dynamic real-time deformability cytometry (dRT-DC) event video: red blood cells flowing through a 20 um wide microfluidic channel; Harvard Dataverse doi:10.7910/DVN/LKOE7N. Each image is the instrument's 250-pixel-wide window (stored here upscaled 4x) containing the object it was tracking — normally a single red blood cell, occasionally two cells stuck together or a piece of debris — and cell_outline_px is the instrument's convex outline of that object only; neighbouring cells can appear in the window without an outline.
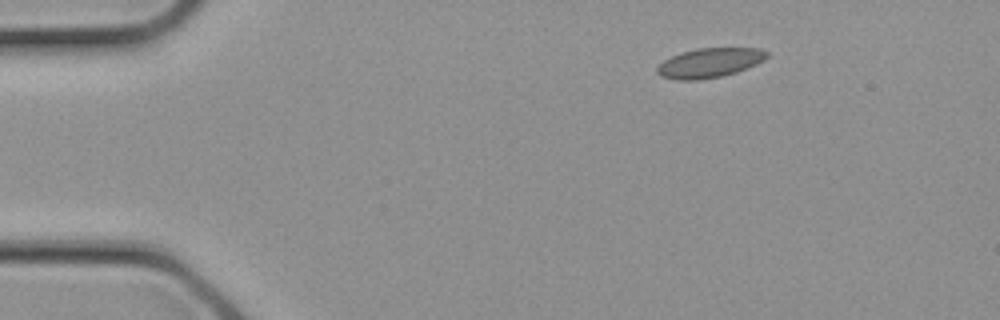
{"species": "common noctule bat (a hibernating species)", "species_latin": "Nyctalus noctula", "temperature_condition": "cold", "stored_images_in_passage": 14, "camera_frame_rate_fps": 3000, "um_per_image_px": 0.085, "animal": {"sex": "female", "body_mass_g": 21.9}, "frame": {"image": 1, "passage_image": 1, "time_ms": 0.0, "image_size_px": [1000, 320], "cell_outline_px": [[768, 56], [764, 60], [756, 64], [736, 72], [724, 76], [696, 80], [676, 80], [660, 76], [656, 72], [656, 68], [664, 60], [672, 56], [696, 48], [760, 48], [768, 52]], "centroid_in_image_um": [60.31, 5.34], "position_along_channel_um": 24.7, "area_um2": 18.84}}
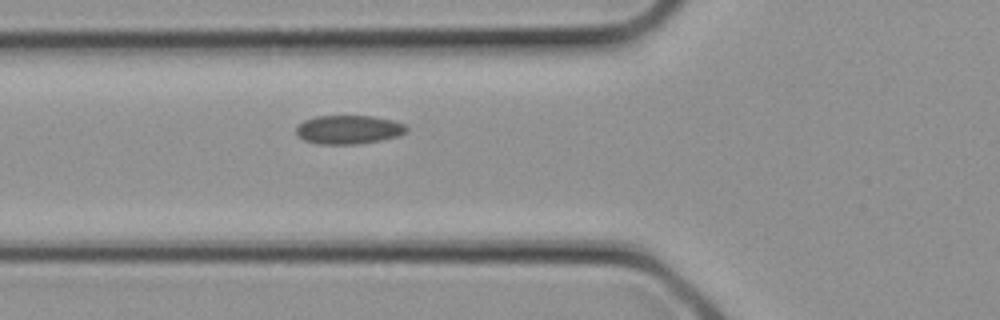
{"frame": {"image": 2, "passage_image": 7, "time_ms": 2.0, "image_size_px": [1000, 320], "cell_outline_px": [[408, 132], [400, 136], [360, 144], [316, 144], [304, 140], [296, 136], [296, 124], [304, 120], [316, 116], [372, 116], [392, 120], [404, 124], [408, 128]], "centroid_in_image_um": [29.61, 11.02], "position_along_channel_um": 96.2, "area_um2": 18.79}}
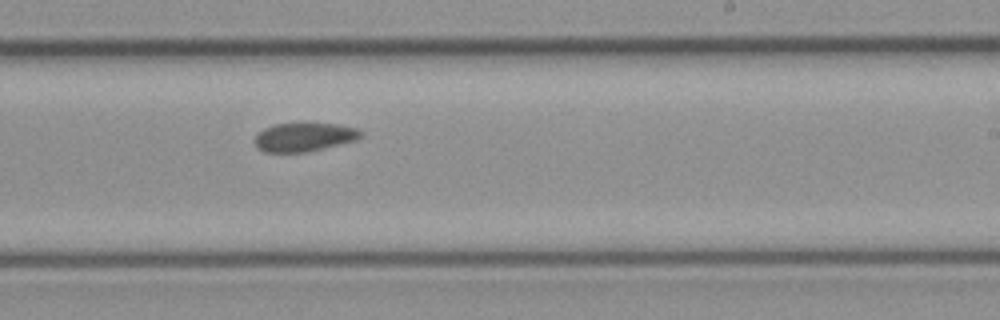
{"frame": {"image": 3, "passage_image": 14, "time_ms": 4.333, "image_size_px": [1000, 320], "cell_outline_px": [[364, 136], [356, 140], [308, 152], [264, 152], [256, 148], [256, 136], [264, 128], [272, 124], [336, 124], [356, 128], [364, 132]], "centroid_in_image_um": [25.88, 11.66], "position_along_channel_um": 263.1, "area_um2": 17.63}}